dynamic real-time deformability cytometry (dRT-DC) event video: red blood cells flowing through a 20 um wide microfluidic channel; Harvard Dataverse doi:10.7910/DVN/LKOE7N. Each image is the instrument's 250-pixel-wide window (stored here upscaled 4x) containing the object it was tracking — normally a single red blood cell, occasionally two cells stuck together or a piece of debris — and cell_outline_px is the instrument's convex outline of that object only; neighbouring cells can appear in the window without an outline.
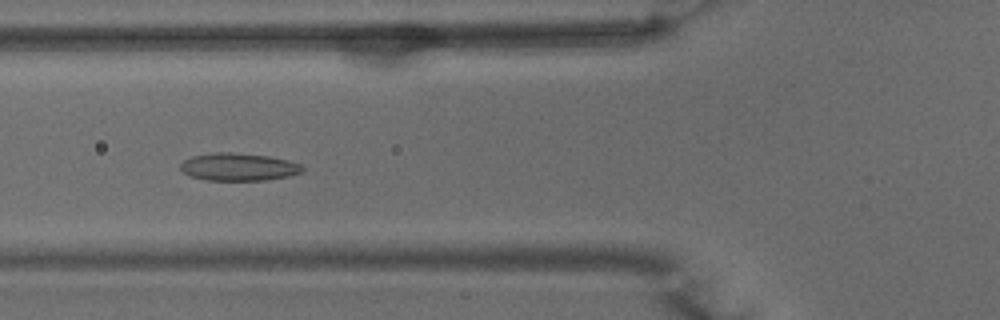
{"species": "common noctule bat (a hibernating species)", "species_latin": "Nyctalus noctula", "temperature_condition": "warm", "stored_images_in_passage": 51, "camera_frame_rate_fps": 3000, "um_per_image_px": 0.085, "animal": {"sex": "male", "body_mass_g": 15.6}, "frame": {"image": 1, "passage_image": 19, "time_ms": 6.0, "image_size_px": [1000, 320], "cell_outline_px": [[304, 168], [300, 172], [288, 176], [264, 180], [208, 180], [192, 176], [184, 172], [180, 168], [180, 164], [184, 160], [192, 156], [216, 152], [232, 152], [268, 156], [288, 160], [300, 164]], "centroid_in_image_um": [20.26, 14.18], "position_along_channel_um": 105.5, "area_um2": 19.42}}
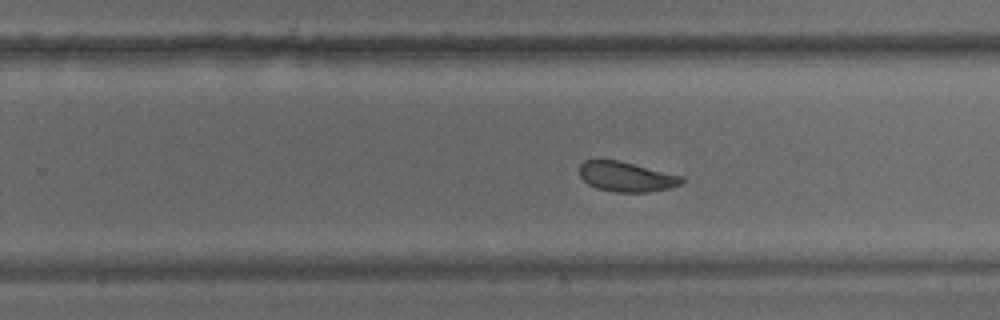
{"frame": {"image": 2, "passage_image": 32, "time_ms": 10.333, "image_size_px": [1000, 320], "cell_outline_px": [[684, 180], [680, 184], [672, 188], [648, 192], [612, 192], [596, 188], [588, 184], [580, 176], [580, 164], [584, 160], [620, 160], [684, 176]], "centroid_in_image_um": [53.26, 15.02], "position_along_channel_um": 276.5, "area_um2": 18.03}}
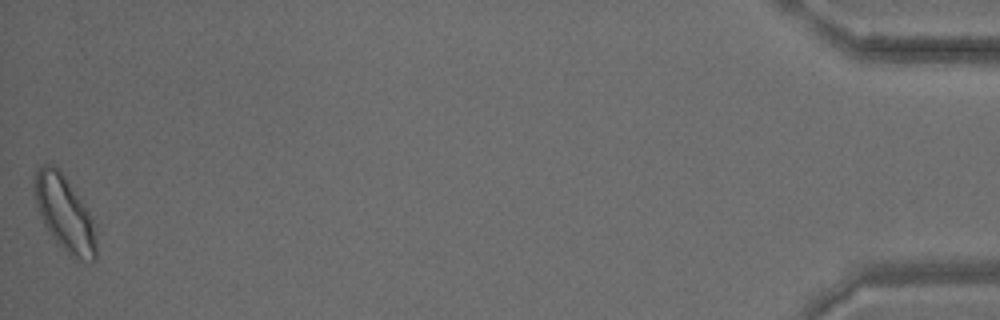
{"frame": {"image": 3, "passage_image": 51, "time_ms": 16.667, "image_size_px": [1000, 320], "cell_outline_px": [[96, 260], [92, 260], [72, 256], [56, 244], [44, 224], [36, 204], [36, 172], [44, 164], [52, 164], [64, 176], [84, 204], [92, 216], [96, 236]], "centroid_in_image_um": [5.52, 18.18], "position_along_channel_um": 429.7, "area_um2": 26.3}, "authors_computed_cell_mechanics": {"area_um2": 20.4034, "velocity_mm_per_s": 3.9505, "shape_relaxation_time_tau1_ms": 3.7974, "shape_relaxation_time_tau2_ms": 1.7937, "deformation_change_tau1": 0.0955, "deformation_change_tau2": 0.0748}}